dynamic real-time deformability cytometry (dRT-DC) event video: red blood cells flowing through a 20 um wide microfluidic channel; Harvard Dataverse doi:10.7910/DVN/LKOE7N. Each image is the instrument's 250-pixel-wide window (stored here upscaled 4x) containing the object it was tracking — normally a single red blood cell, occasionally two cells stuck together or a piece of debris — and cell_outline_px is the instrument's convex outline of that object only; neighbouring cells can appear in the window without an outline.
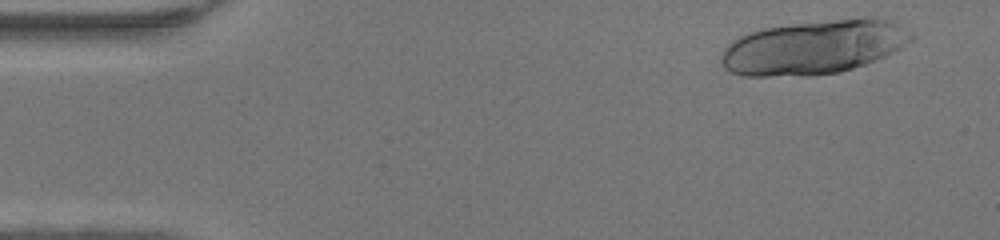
{"species": "human", "species_latin": "Homo sapiens", "temperature_condition": "warm", "stored_images_in_passage": 46, "camera_frame_rate_fps": 3000, "um_per_image_px": 0.085, "donor": {"sex": "female"}, "frame": {"image": 1, "passage_image": 2, "time_ms": 0.333, "image_size_px": [1000, 240], "cell_outline_px": [[912, 40], [900, 48], [884, 56], [864, 64], [840, 72], [808, 76], [744, 76], [728, 72], [720, 64], [720, 56], [724, 48], [732, 40], [748, 32], [764, 28], [796, 24], [868, 16], [884, 20], [912, 32]], "centroid_in_image_um": [69.09, 4.03], "position_along_channel_um": 15.9, "area_um2": 59.59}}
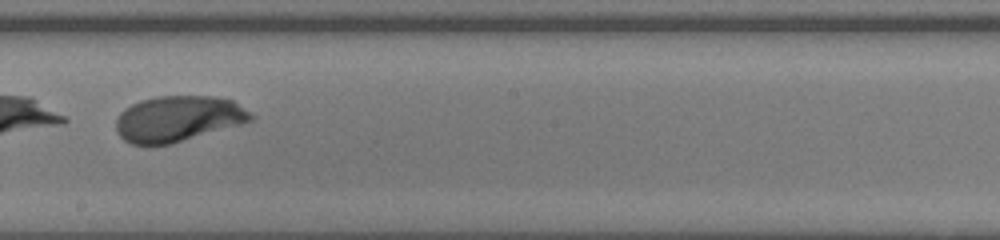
{"frame": {"image": 2, "passage_image": 26, "time_ms": 8.333, "image_size_px": [1000, 240], "cell_outline_px": [[256, 116], [252, 120], [244, 124], [172, 144], [152, 148], [132, 144], [124, 140], [116, 132], [116, 120], [120, 112], [124, 108], [140, 100], [156, 96], [216, 96], [232, 100], [252, 112]], "centroid_in_image_um": [15.14, 10.12], "position_along_channel_um": 233.1, "area_um2": 36.99}}
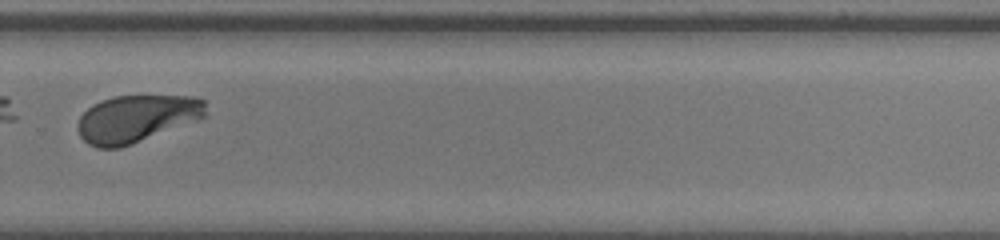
{"frame": {"image": 3, "passage_image": 32, "time_ms": 10.333, "image_size_px": [1000, 240], "cell_outline_px": [[204, 116], [200, 120], [132, 144], [120, 148], [96, 148], [88, 144], [80, 136], [76, 128], [76, 124], [80, 116], [92, 104], [100, 100], [116, 96], [192, 96], [204, 100]], "centroid_in_image_um": [11.57, 10.1], "position_along_channel_um": 318.2, "area_um2": 35.49}, "authors_computed_cell_mechanics": {"area_um2": 48.3497, "velocity_mm_per_s": 4.2312, "shape_relaxation_time_tau1_ms": 1.3794, "shape_relaxation_time_tau2_ms": 1.4336, "deformation_change_tau1": 0.3249, "deformation_change_tau2": 0.0547}}